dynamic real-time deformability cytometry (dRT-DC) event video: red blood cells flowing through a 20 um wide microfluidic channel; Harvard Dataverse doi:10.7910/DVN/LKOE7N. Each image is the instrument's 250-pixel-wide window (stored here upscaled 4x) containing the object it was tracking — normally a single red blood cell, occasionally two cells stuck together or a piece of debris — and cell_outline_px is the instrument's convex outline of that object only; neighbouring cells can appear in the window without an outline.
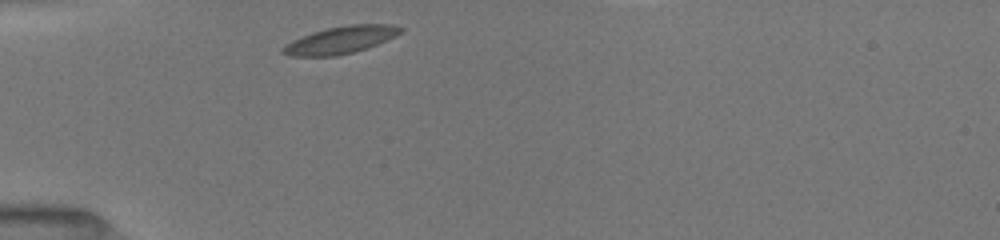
{"species": "common noctule bat (a hibernating species)", "species_latin": "Nyctalus noctula", "temperature_condition": "room temperature", "stored_images_in_passage": 33, "camera_frame_rate_fps": 3000, "um_per_image_px": 0.085, "animal": {"sex": "female", "body_mass_g": 19.5, "forearm_length_mm": 54.1}, "frame": {"image": 1, "passage_image": 1, "time_ms": 0.0, "image_size_px": [1000, 240], "cell_outline_px": [[404, 32], [396, 36], [376, 44], [352, 52], [336, 56], [292, 56], [280, 52], [280, 48], [284, 44], [292, 40], [312, 32], [328, 28], [348, 24], [392, 24], [404, 28]], "centroid_in_image_um": [28.94, 3.38], "position_along_channel_um": 56.1, "area_um2": 18.73}}
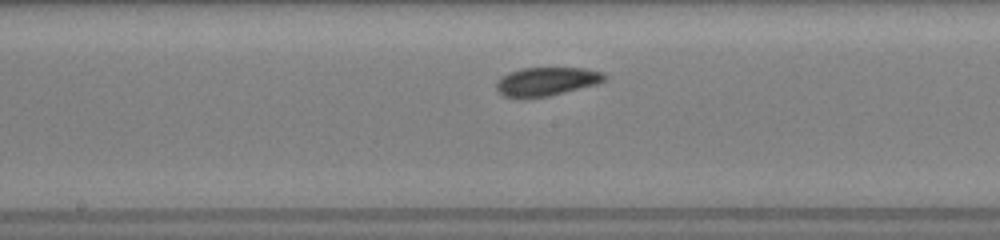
{"frame": {"image": 2, "passage_image": 13, "time_ms": 4.0, "image_size_px": [1000, 240], "cell_outline_px": [[608, 76], [604, 80], [596, 84], [548, 96], [524, 100], [516, 100], [504, 96], [496, 88], [496, 84], [500, 76], [508, 72], [520, 68], [584, 68], [600, 72]], "centroid_in_image_um": [46.36, 6.95], "position_along_channel_um": 201.8, "area_um2": 18.32}}
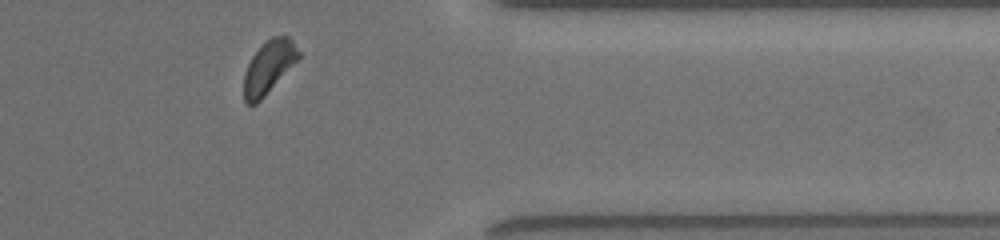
{"frame": {"image": 3, "passage_image": 28, "time_ms": 9.0, "image_size_px": [1000, 240], "cell_outline_px": [[300, 56], [264, 96], [256, 104], [248, 104], [244, 100], [244, 72], [252, 56], [272, 36], [288, 36], [292, 40], [300, 52]], "centroid_in_image_um": [22.82, 5.7], "position_along_channel_um": 388.6, "area_um2": 16.24}}